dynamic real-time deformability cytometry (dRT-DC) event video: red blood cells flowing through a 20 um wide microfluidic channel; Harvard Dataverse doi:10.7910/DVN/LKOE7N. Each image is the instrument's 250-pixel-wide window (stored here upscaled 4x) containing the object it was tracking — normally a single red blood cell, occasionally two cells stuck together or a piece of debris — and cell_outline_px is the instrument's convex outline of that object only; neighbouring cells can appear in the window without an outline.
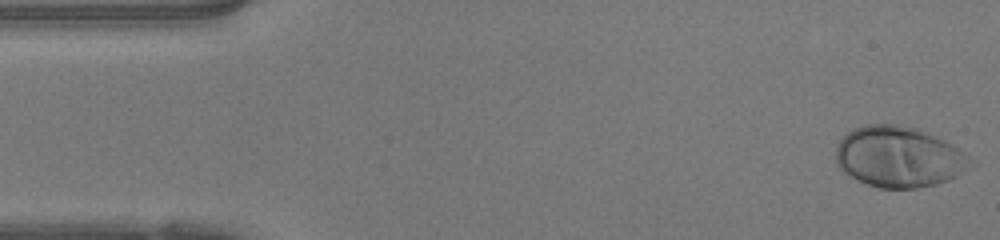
{"species": "human", "species_latin": "Homo sapiens", "temperature_condition": "warm", "stored_images_in_passage": 47, "camera_frame_rate_fps": 3000, "um_per_image_px": 0.085, "donor": {"sex": "female"}, "frame": {"image": 1, "passage_image": 1, "time_ms": 0.0, "image_size_px": [1000, 240], "cell_outline_px": [[976, 164], [972, 168], [948, 180], [936, 184], [916, 188], [880, 188], [868, 184], [844, 172], [836, 164], [836, 148], [840, 140], [852, 128], [864, 124], [900, 124], [920, 128], [960, 148]], "centroid_in_image_um": [76.44, 13.31], "position_along_channel_um": 8.6, "area_um2": 48.15}}
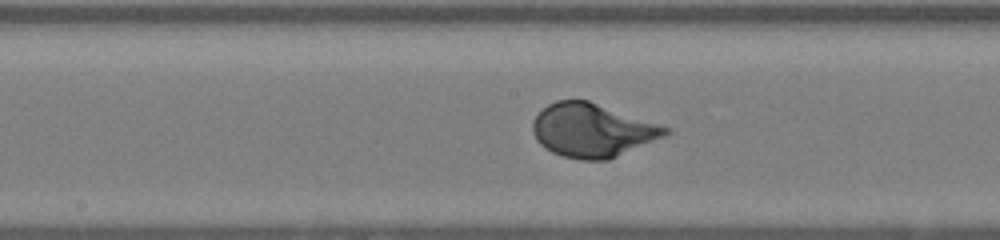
{"frame": {"image": 2, "passage_image": 23, "time_ms": 7.333, "image_size_px": [1000, 240], "cell_outline_px": [[672, 132], [668, 136], [608, 160], [580, 160], [564, 156], [552, 152], [544, 148], [536, 140], [532, 132], [532, 120], [548, 104], [556, 100], [588, 100], [672, 128]], "centroid_in_image_um": [50.39, 11.08], "position_along_channel_um": 197.8, "area_um2": 41.79}}
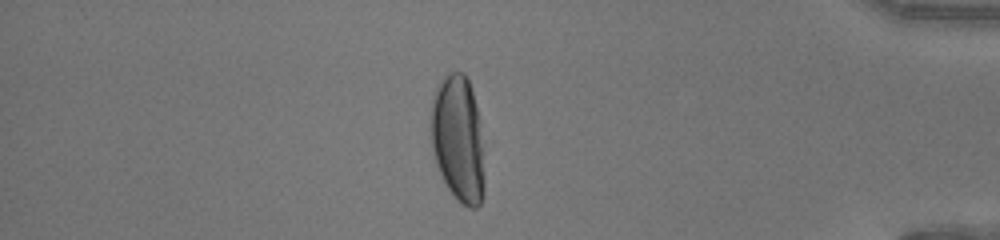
{"frame": {"image": 3, "passage_image": 40, "time_ms": 13.0, "image_size_px": [1000, 240], "cell_outline_px": [[484, 192], [480, 204], [476, 208], [468, 208], [456, 200], [448, 188], [436, 164], [432, 148], [432, 100], [436, 88], [440, 80], [448, 72], [464, 72], [472, 88], [476, 108], [480, 144], [484, 188]], "centroid_in_image_um": [38.91, 11.81], "position_along_channel_um": 396.3, "area_um2": 38.61}, "authors_computed_cell_mechanics": {"area_um2": 41.7316, "velocity_mm_per_s": 4.208, "shape_relaxation_time_tau1_ms": 2.6506, "shape_relaxation_time_tau2_ms": null, "deformation_change_tau1": 0.1935, "deformation_change_tau2": null}}